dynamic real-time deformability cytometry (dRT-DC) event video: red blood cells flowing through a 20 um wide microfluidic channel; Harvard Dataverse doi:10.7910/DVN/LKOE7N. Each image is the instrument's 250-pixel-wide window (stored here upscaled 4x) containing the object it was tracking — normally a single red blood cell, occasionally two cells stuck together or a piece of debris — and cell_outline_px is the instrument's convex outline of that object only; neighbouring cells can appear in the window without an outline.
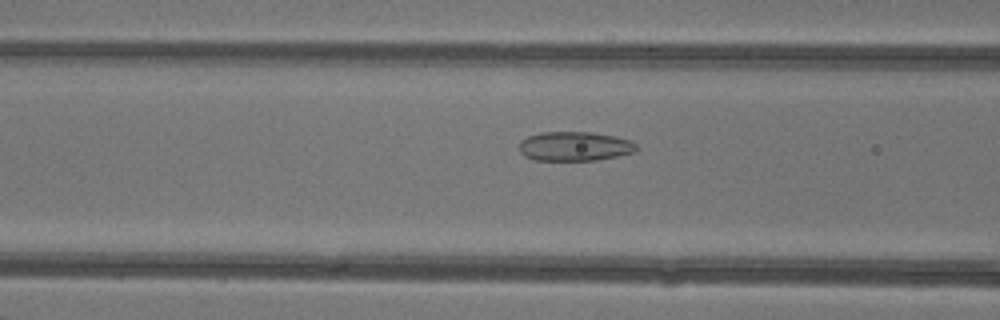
{"species": "common noctule bat (a hibernating species)", "species_latin": "Nyctalus noctula", "temperature_condition": "warm", "stored_images_in_passage": 38, "camera_frame_rate_fps": 3000, "um_per_image_px": 0.085, "animal": {"sex": "female"}, "frame": {"image": 1, "passage_image": 10, "time_ms": 3.0, "image_size_px": [1000, 320], "cell_outline_px": [[636, 152], [596, 160], [536, 160], [524, 156], [520, 152], [520, 140], [528, 136], [540, 132], [592, 132], [616, 136], [628, 140], [636, 144]], "centroid_in_image_um": [48.83, 12.43], "position_along_channel_um": 117.8, "area_um2": 20.0}}
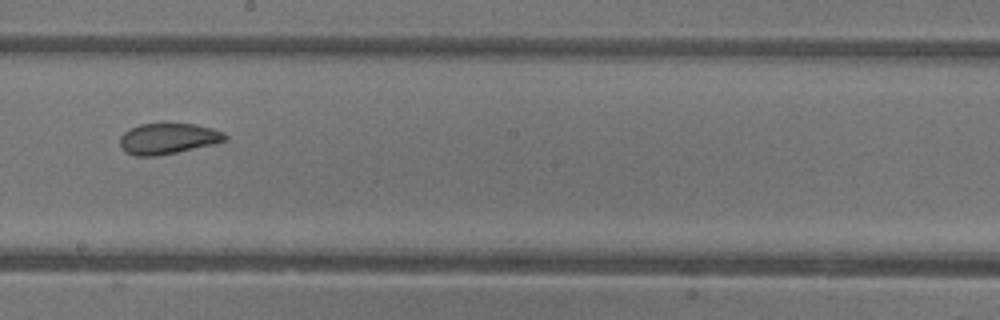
{"frame": {"image": 2, "passage_image": 18, "time_ms": 5.667, "image_size_px": [1000, 320], "cell_outline_px": [[228, 140], [212, 144], [176, 152], [156, 156], [136, 156], [124, 152], [120, 148], [120, 136], [128, 128], [140, 124], [196, 124], [212, 128], [224, 132], [228, 136]], "centroid_in_image_um": [14.25, 11.78], "position_along_channel_um": 233.9, "area_um2": 18.96}}
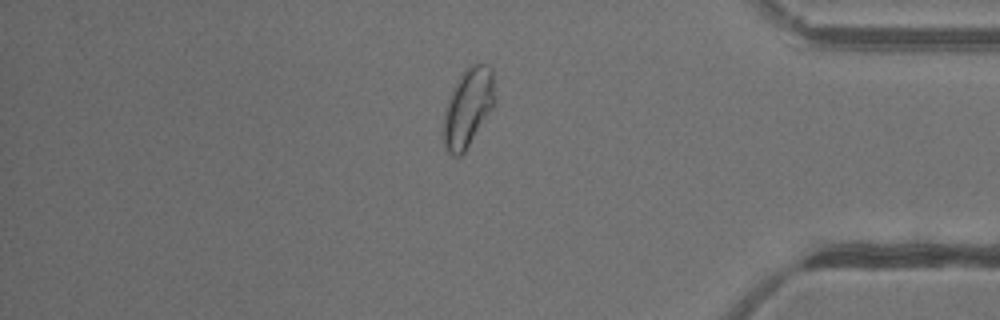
{"frame": {"image": 3, "passage_image": 31, "time_ms": 10.0, "image_size_px": [1000, 320], "cell_outline_px": [[496, 100], [492, 108], [464, 152], [460, 156], [452, 156], [448, 152], [444, 144], [444, 112], [448, 100], [456, 80], [472, 64], [488, 64], [492, 68]], "centroid_in_image_um": [39.8, 9.12], "position_along_channel_um": 395.4, "area_um2": 23.18}, "authors_computed_cell_mechanics": {"area_um2": 20.8369, "velocity_mm_per_s": 4.3563, "shape_relaxation_time_tau1_ms": 6.2698, "shape_relaxation_time_tau2_ms": 0.7262, "deformation_change_tau1": 0.1376, "deformation_change_tau2": 0.0542}}